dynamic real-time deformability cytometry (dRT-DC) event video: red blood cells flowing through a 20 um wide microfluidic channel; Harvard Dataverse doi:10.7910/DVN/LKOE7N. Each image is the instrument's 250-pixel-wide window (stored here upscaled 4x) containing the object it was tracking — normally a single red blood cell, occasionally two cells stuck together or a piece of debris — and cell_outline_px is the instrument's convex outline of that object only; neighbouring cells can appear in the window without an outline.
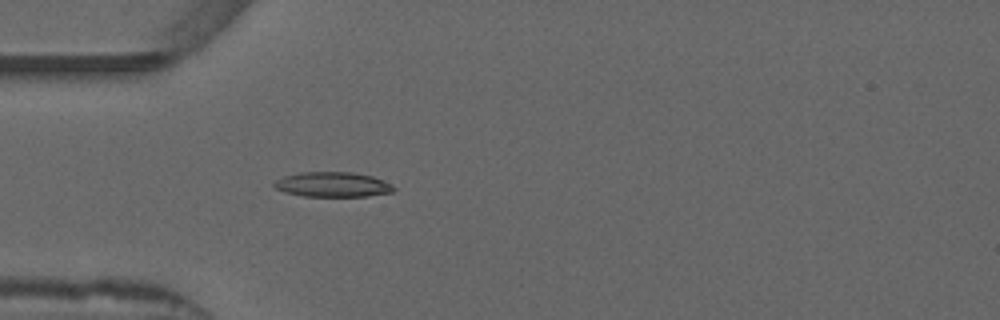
{"species": "common noctule bat (a hibernating species)", "species_latin": "Nyctalus noctula", "temperature_condition": "warm", "stored_images_in_passage": 38, "camera_frame_rate_fps": 3000, "um_per_image_px": 0.085, "animal": {"sex": "male", "forearm_length_mm": 52.5}, "frame": {"image": 1, "passage_image": 1, "time_ms": 0.0, "image_size_px": [1000, 320], "cell_outline_px": [[396, 188], [392, 192], [368, 196], [304, 196], [284, 192], [276, 188], [272, 184], [276, 180], [284, 176], [300, 172], [352, 172], [372, 176], [392, 184]], "centroid_in_image_um": [28.28, 15.68], "position_along_channel_um": 56.7, "area_um2": 17.34}}
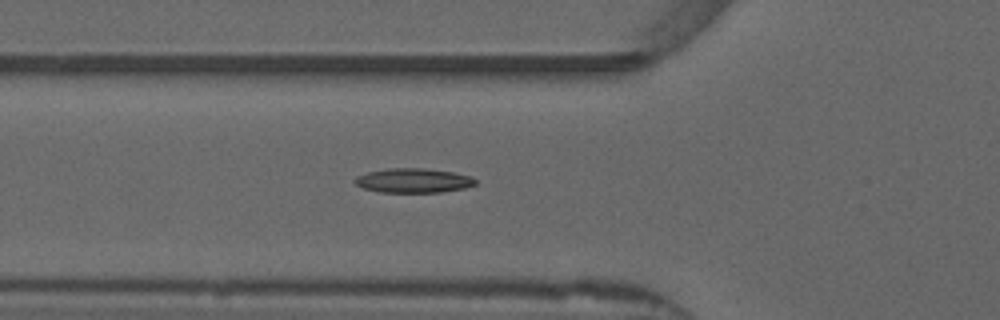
{"frame": {"image": 2, "passage_image": 4, "time_ms": 1.0, "image_size_px": [1000, 320], "cell_outline_px": [[476, 184], [464, 188], [440, 192], [380, 192], [364, 188], [356, 184], [352, 180], [356, 176], [368, 172], [388, 168], [424, 168], [452, 172], [468, 176], [476, 180]], "centroid_in_image_um": [35.09, 15.34], "position_along_channel_um": 90.7, "area_um2": 16.99}}
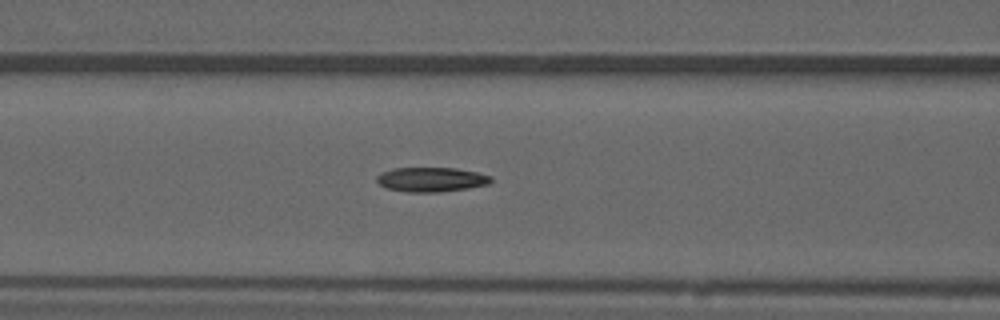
{"frame": {"image": 3, "passage_image": 7, "time_ms": 2.0, "image_size_px": [1000, 320], "cell_outline_px": [[492, 180], [488, 184], [468, 188], [440, 192], [408, 192], [388, 188], [380, 184], [376, 180], [376, 176], [380, 172], [392, 168], [456, 168], [476, 172], [492, 176]], "centroid_in_image_um": [36.64, 15.25], "position_along_channel_um": 130.0, "area_um2": 16.3}, "authors_computed_cell_mechanics": {"area_um2": 15.895, "velocity_mm_per_s": 3.8701, "shape_relaxation_time_tau1_ms": null, "shape_relaxation_time_tau2_ms": 5.4173, "deformation_change_tau1": null, "deformation_change_tau2": 0.1323}}